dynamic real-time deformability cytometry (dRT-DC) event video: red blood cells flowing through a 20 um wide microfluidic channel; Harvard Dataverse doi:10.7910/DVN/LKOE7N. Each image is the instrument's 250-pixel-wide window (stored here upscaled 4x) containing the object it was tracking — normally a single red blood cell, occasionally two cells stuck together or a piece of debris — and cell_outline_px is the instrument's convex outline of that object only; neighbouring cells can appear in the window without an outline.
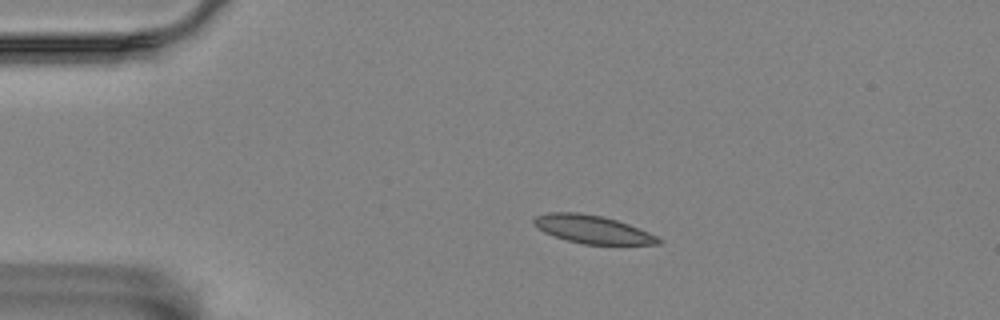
{"species": "Egyptian fruit bat (a non-hibernating species)", "species_latin": "Rousettus aegyptiacus", "temperature_condition": "room temperature", "stored_images_in_passage": 3, "camera_frame_rate_fps": 3000, "um_per_image_px": 0.085, "animal": {"sex": "female"}, "frame": {"image": 1, "passage_image": 1, "time_ms": 0.0, "image_size_px": [1000, 320], "cell_outline_px": [[664, 240], [660, 244], [584, 244], [552, 236], [536, 228], [532, 224], [532, 220], [536, 216], [548, 212], [580, 212], [604, 216], [628, 224], [648, 232]], "centroid_in_image_um": [50.31, 19.48], "position_along_channel_um": 34.7, "area_um2": 20.46}}
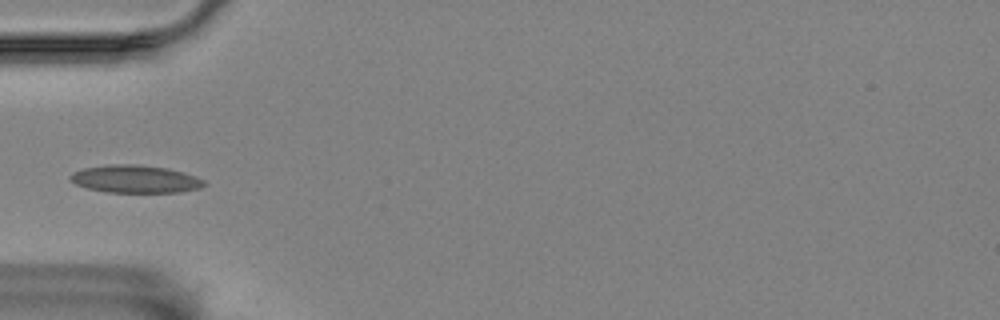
{"frame": {"image": 2, "passage_image": 3, "time_ms": 2.333, "image_size_px": [1000, 320], "cell_outline_px": [[208, 184], [200, 188], [180, 192], [108, 192], [88, 188], [76, 184], [68, 180], [68, 176], [72, 172], [84, 168], [112, 164], [132, 164], [168, 168], [196, 176], [204, 180]], "centroid_in_image_um": [11.5, 15.22], "position_along_channel_um": 73.5, "area_um2": 21.62}}